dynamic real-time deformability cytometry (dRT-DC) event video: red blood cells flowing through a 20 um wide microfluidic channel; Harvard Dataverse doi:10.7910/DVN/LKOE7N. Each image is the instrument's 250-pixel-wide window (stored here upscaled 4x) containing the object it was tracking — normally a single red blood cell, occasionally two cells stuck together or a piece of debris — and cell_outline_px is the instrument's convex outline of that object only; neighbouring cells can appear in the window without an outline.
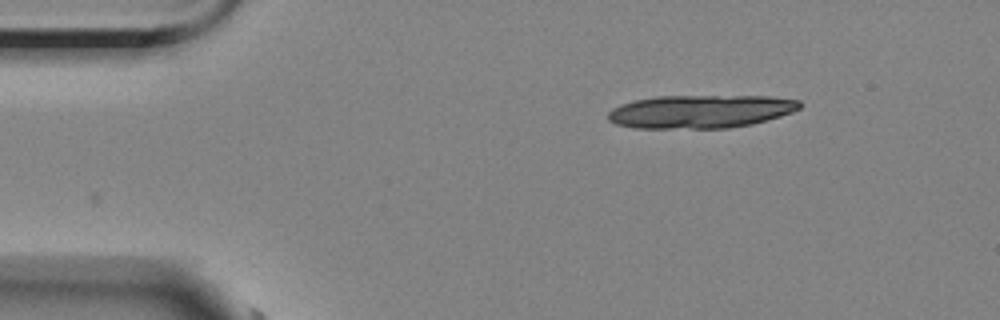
{"species": "Egyptian fruit bat (a non-hibernating species)", "species_latin": "Rousettus aegyptiacus", "temperature_condition": "room temperature", "stored_images_in_passage": 3, "camera_frame_rate_fps": 3000, "um_per_image_px": 0.085, "animal": {"sex": "female"}, "frame": {"image": 1, "passage_image": 3, "time_ms": 2.333, "image_size_px": [1000, 320], "cell_outline_px": [[804, 104], [800, 108], [792, 112], [780, 116], [752, 124], [728, 128], [636, 128], [616, 124], [608, 120], [608, 112], [612, 108], [620, 104], [632, 100], [656, 96], [768, 96], [800, 100]], "centroid_in_image_um": [59.53, 9.47], "position_along_channel_um": 25.5, "area_um2": 37.34}}